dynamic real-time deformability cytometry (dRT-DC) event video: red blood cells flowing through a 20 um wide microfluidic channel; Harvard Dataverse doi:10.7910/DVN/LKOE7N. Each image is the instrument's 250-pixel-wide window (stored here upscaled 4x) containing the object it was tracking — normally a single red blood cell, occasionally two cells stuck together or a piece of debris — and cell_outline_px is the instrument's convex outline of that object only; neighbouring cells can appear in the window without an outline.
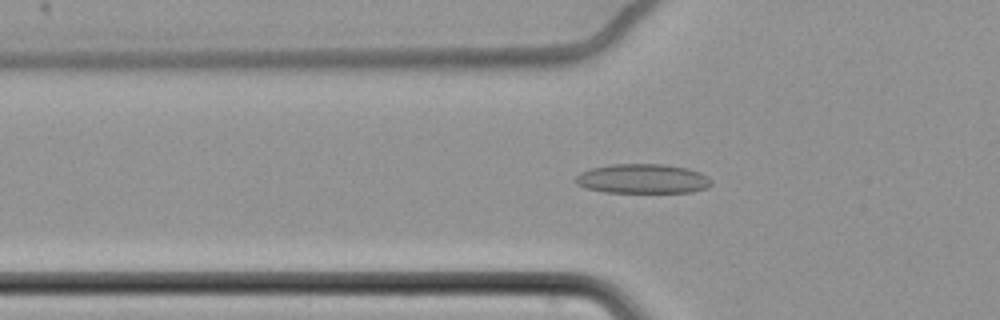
{"species": "common noctule bat (a hibernating species)", "species_latin": "Nyctalus noctula", "temperature_condition": "cold", "stored_images_in_passage": 55, "camera_frame_rate_fps": 3000, "um_per_image_px": 0.085, "animal": {"sex": "female", "body_mass_g": 22.7, "forearm_length_mm": 54.2}, "frame": {"image": 1, "passage_image": 16, "time_ms": 5.0, "image_size_px": [1000, 320], "cell_outline_px": [[712, 184], [708, 188], [692, 192], [604, 192], [584, 188], [576, 184], [576, 176], [580, 172], [592, 168], [612, 164], [664, 164], [688, 168], [700, 172], [708, 176], [712, 180]], "centroid_in_image_um": [54.65, 15.19], "position_along_channel_um": 71.2, "area_um2": 23.52}}
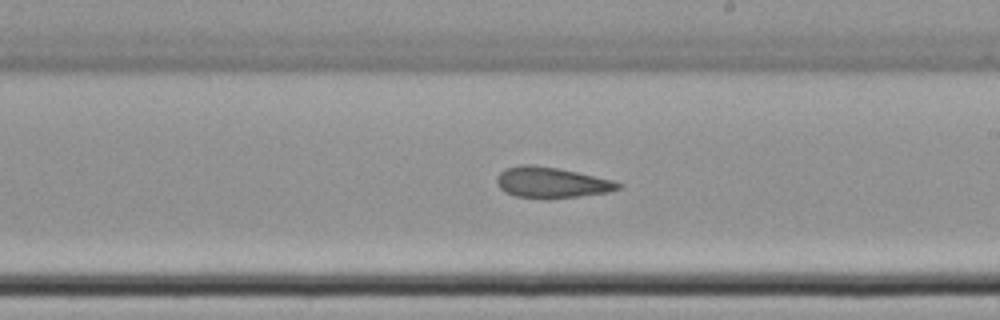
{"frame": {"image": 2, "passage_image": 31, "time_ms": 10.0, "image_size_px": [1000, 320], "cell_outline_px": [[624, 184], [620, 188], [608, 192], [580, 196], [516, 196], [504, 192], [496, 184], [496, 176], [504, 168], [520, 164], [532, 164], [556, 168], [576, 172], [612, 180]], "centroid_in_image_um": [46.83, 15.47], "position_along_channel_um": 242.2, "area_um2": 21.15}}
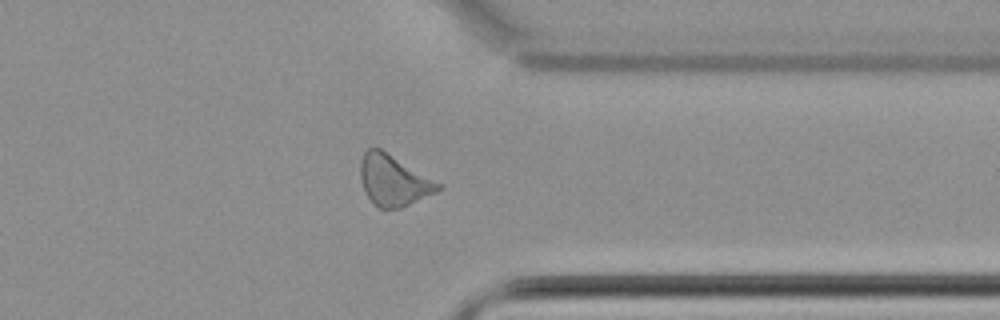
{"frame": {"image": 3, "passage_image": 43, "time_ms": 14.0, "image_size_px": [1000, 320], "cell_outline_px": [[444, 188], [436, 192], [400, 208], [380, 208], [364, 192], [360, 180], [360, 160], [364, 152], [368, 148], [380, 148], [444, 184]], "centroid_in_image_um": [33.47, 15.31], "position_along_channel_um": 377.9, "area_um2": 23.12}, "authors_computed_cell_mechanics": {"area_um2": 22.6576, "velocity_mm_per_s": 3.4647, "shape_relaxation_time_tau1_ms": null, "shape_relaxation_time_tau2_ms": 4.6492, "deformation_change_tau1": null, "deformation_change_tau2": 0.1281}}